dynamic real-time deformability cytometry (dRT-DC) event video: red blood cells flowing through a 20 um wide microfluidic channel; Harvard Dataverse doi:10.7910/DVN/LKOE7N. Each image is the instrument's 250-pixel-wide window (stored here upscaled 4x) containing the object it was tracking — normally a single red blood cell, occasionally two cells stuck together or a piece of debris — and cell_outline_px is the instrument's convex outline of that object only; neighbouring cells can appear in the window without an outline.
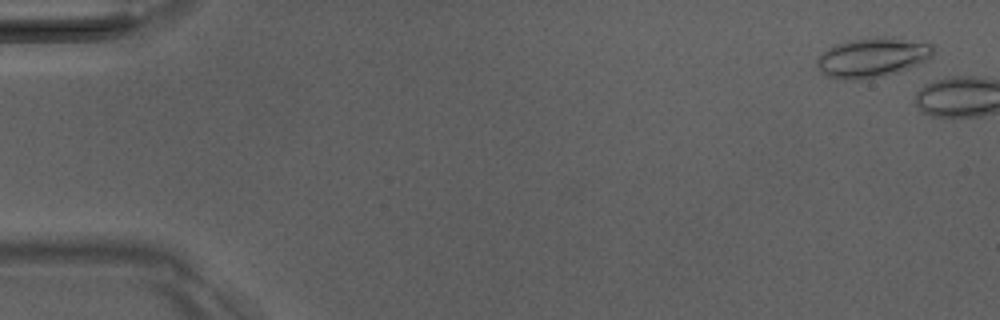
{"species": "Egyptian fruit bat (a non-hibernating species)", "species_latin": "Rousettus aegyptiacus", "temperature_condition": "room temperature", "stored_images_in_passage": 5, "camera_frame_rate_fps": 3000, "um_per_image_px": 0.085, "animal": {"sex": "male"}, "frame": {"image": 1, "passage_image": 3, "time_ms": 0.667, "image_size_px": [1000, 320], "cell_outline_px": [[936, 52], [932, 56], [900, 72], [884, 76], [860, 80], [844, 80], [828, 76], [820, 72], [816, 64], [816, 60], [820, 52], [832, 44], [852, 40], [884, 36], [932, 44]], "centroid_in_image_um": [74.09, 4.89], "position_along_channel_um": 10.9, "area_um2": 27.05}}